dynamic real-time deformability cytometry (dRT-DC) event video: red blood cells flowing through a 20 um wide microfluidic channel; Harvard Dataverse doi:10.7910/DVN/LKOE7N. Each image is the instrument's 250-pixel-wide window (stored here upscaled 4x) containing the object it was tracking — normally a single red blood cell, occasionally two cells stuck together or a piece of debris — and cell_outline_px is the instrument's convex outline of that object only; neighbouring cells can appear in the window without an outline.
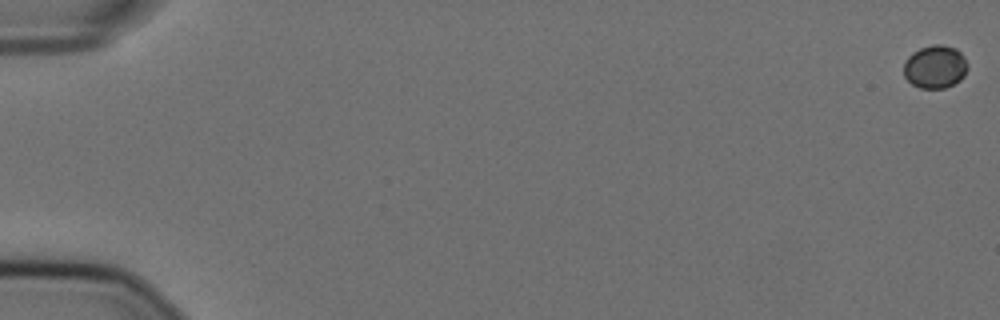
{"species": "Egyptian fruit bat (a non-hibernating species)", "species_latin": "Rousettus aegyptiacus", "temperature_condition": "cold", "stored_images_in_passage": 14, "camera_frame_rate_fps": 3000, "um_per_image_px": 0.085, "animal": {"sex": "female"}, "frame": {"image": 1, "passage_image": 1, "time_ms": 0.0, "image_size_px": [1000, 320], "cell_outline_px": [[968, 68], [964, 76], [960, 80], [944, 88], [920, 88], [912, 84], [904, 76], [904, 60], [912, 52], [920, 48], [932, 44], [944, 44], [956, 48], [964, 56], [968, 64]], "centroid_in_image_um": [79.49, 5.65], "position_along_channel_um": 5.5, "area_um2": 16.24}}